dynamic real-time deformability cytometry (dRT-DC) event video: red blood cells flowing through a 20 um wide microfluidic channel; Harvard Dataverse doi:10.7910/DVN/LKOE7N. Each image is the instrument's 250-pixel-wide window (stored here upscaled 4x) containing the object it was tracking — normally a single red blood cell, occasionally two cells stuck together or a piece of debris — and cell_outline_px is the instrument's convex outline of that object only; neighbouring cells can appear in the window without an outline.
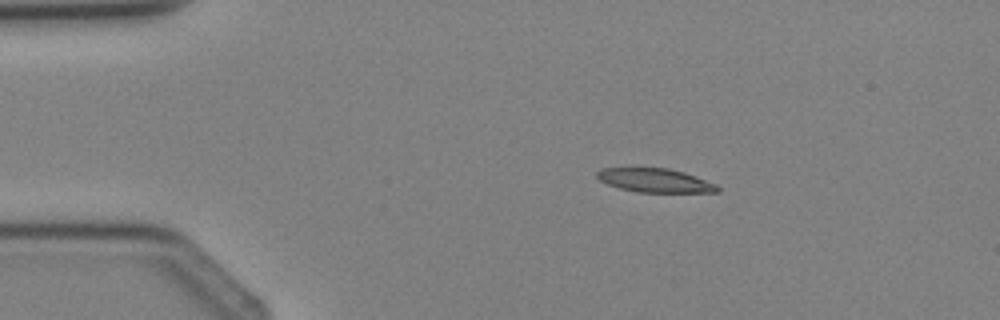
{"species": "Egyptian fruit bat (a non-hibernating species)", "species_latin": "Rousettus aegyptiacus", "temperature_condition": "cold", "stored_images_in_passage": 2, "camera_frame_rate_fps": 3000, "um_per_image_px": 0.085, "animal": {"sex": "female"}, "frame": {"image": 1, "passage_image": 1, "time_ms": 0.0, "image_size_px": [1000, 320], "cell_outline_px": [[720, 192], [636, 192], [620, 188], [608, 184], [600, 180], [596, 176], [596, 172], [604, 168], [668, 168], [684, 172], [716, 184], [720, 188]], "centroid_in_image_um": [55.69, 15.34], "position_along_channel_um": 29.3, "area_um2": 16.59}}